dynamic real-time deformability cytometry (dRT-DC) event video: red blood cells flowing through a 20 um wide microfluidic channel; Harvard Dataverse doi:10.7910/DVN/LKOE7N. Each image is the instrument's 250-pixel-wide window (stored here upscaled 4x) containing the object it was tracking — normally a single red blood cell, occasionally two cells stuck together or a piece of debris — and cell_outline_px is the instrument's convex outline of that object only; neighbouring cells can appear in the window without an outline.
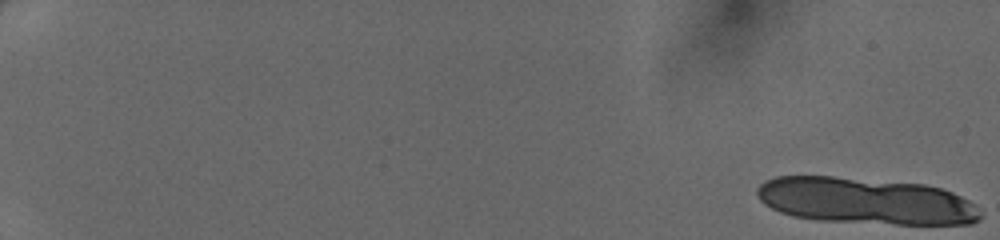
{"species": "human", "species_latin": "Homo sapiens", "temperature_condition": "cold", "stored_images_in_passage": 15, "camera_frame_rate_fps": 3000, "um_per_image_px": 0.085, "donor": {"sex": "female"}, "frame": {"image": 1, "passage_image": 1, "time_ms": 0.0, "image_size_px": [1000, 240], "cell_outline_px": [[984, 216], [980, 220], [972, 224], [896, 224], [816, 220], [792, 216], [780, 212], [764, 204], [760, 200], [756, 192], [756, 188], [764, 180], [776, 176], [832, 176], [924, 184], [940, 188], [952, 192], [976, 204], [984, 212]], "centroid_in_image_um": [73.62, 17.08], "position_along_channel_um": 11.4, "area_um2": 61.09}}